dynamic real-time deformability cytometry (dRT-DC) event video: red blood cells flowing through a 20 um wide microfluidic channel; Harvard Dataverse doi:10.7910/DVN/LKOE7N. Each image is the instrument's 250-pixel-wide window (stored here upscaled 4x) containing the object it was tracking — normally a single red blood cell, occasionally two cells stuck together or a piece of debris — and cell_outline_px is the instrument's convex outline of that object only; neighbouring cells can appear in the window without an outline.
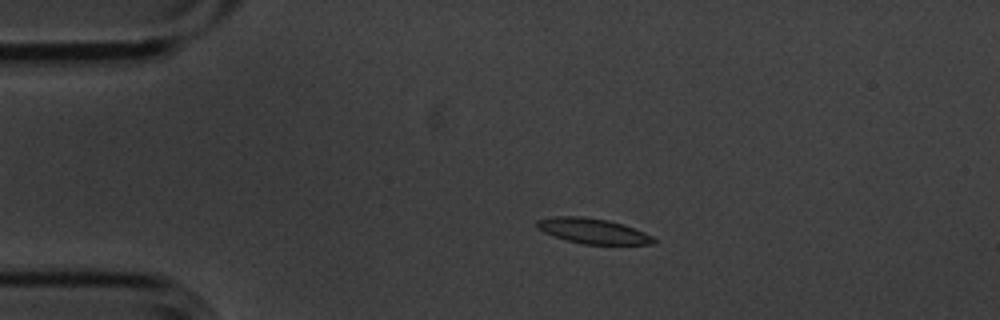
{"species": "common noctule bat (a hibernating species)", "species_latin": "Nyctalus noctula", "temperature_condition": "cold", "stored_images_in_passage": 3, "camera_frame_rate_fps": 3000, "um_per_image_px": 0.085, "animal": {"sex": "male", "body_mass_g": 20.1, "forearm_length_mm": 53.5}, "frame": {"image": 1, "passage_image": 2, "time_ms": 0.333, "image_size_px": [1000, 320], "cell_outline_px": [[656, 240], [652, 244], [584, 244], [568, 240], [544, 232], [536, 228], [536, 220], [556, 216], [580, 216], [608, 220], [624, 224], [644, 232], [652, 236]], "centroid_in_image_um": [50.39, 19.62], "position_along_channel_um": 34.6, "area_um2": 16.99}}